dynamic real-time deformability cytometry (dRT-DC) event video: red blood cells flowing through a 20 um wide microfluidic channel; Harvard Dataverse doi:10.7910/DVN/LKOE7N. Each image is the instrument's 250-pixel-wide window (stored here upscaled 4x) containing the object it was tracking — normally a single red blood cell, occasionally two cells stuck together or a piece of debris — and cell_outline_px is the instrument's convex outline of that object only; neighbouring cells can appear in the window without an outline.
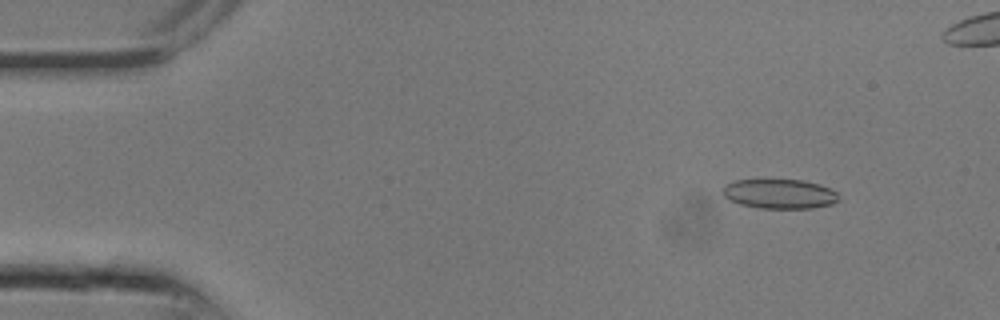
{"species": "common noctule bat (a hibernating species)", "species_latin": "Nyctalus noctula", "temperature_condition": "room temperature", "stored_images_in_passage": 15, "camera_frame_rate_fps": 3000, "um_per_image_px": 0.085, "animal": {"sex": "male", "body_mass_g": 13.3}, "frame": {"image": 1, "passage_image": 1, "time_ms": 0.0, "image_size_px": [1000, 320], "cell_outline_px": [[840, 200], [832, 204], [812, 208], [760, 208], [740, 204], [728, 200], [720, 192], [724, 184], [732, 180], [804, 180], [820, 184], [832, 188], [836, 192]], "centroid_in_image_um": [66.24, 16.47], "position_along_channel_um": 18.8, "area_um2": 20.29}}
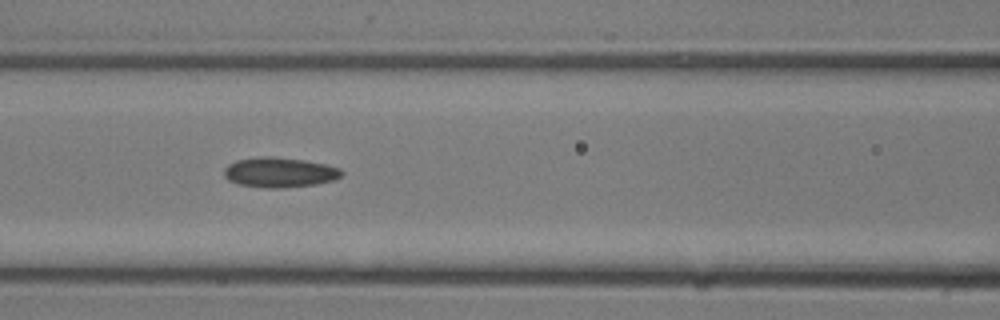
{"frame": {"image": 2, "passage_image": 9, "time_ms": 2.667, "image_size_px": [1000, 320], "cell_outline_px": [[344, 172], [340, 176], [332, 180], [316, 184], [280, 188], [268, 188], [240, 184], [228, 180], [224, 176], [224, 168], [228, 164], [236, 160], [260, 156], [272, 156], [304, 160], [324, 164], [340, 168]], "centroid_in_image_um": [23.74, 14.64], "position_along_channel_um": 142.9, "area_um2": 20.46}}
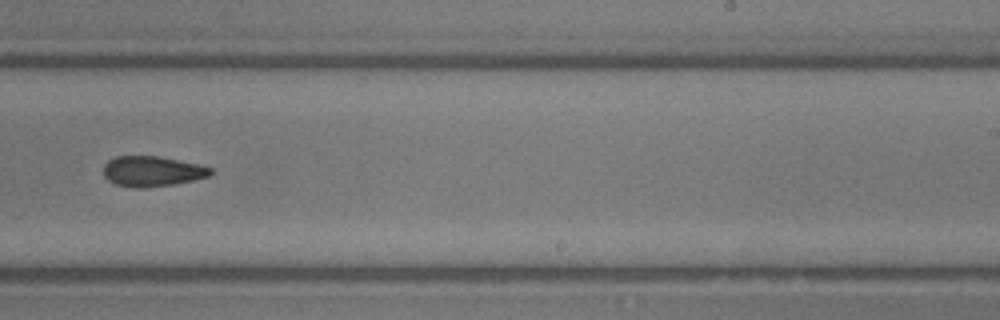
{"frame": {"image": 3, "passage_image": 14, "time_ms": 4.333, "image_size_px": [1000, 320], "cell_outline_px": [[212, 172], [208, 176], [176, 184], [140, 188], [132, 188], [116, 184], [108, 180], [104, 176], [104, 164], [108, 160], [116, 156], [156, 156], [196, 164], [212, 168]], "centroid_in_image_um": [12.88, 14.57], "position_along_channel_um": 276.1, "area_um2": 18.73}}